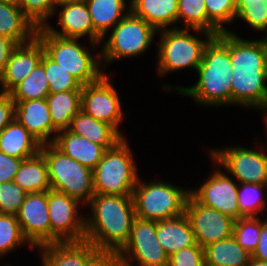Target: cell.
<instances>
[{
	"mask_svg": "<svg viewBox=\"0 0 267 266\" xmlns=\"http://www.w3.org/2000/svg\"><path fill=\"white\" fill-rule=\"evenodd\" d=\"M23 159L10 157L0 151V183L13 182Z\"/></svg>",
	"mask_w": 267,
	"mask_h": 266,
	"instance_id": "obj_42",
	"label": "cell"
},
{
	"mask_svg": "<svg viewBox=\"0 0 267 266\" xmlns=\"http://www.w3.org/2000/svg\"><path fill=\"white\" fill-rule=\"evenodd\" d=\"M44 53L43 45L36 37L28 43L17 45L0 75L2 90L9 93L23 81L41 62Z\"/></svg>",
	"mask_w": 267,
	"mask_h": 266,
	"instance_id": "obj_17",
	"label": "cell"
},
{
	"mask_svg": "<svg viewBox=\"0 0 267 266\" xmlns=\"http://www.w3.org/2000/svg\"><path fill=\"white\" fill-rule=\"evenodd\" d=\"M231 69L227 31H224L213 36L206 44L202 62L197 68V84L188 88L177 86L176 89L205 106L231 104Z\"/></svg>",
	"mask_w": 267,
	"mask_h": 266,
	"instance_id": "obj_3",
	"label": "cell"
},
{
	"mask_svg": "<svg viewBox=\"0 0 267 266\" xmlns=\"http://www.w3.org/2000/svg\"><path fill=\"white\" fill-rule=\"evenodd\" d=\"M67 130L103 146L106 150L113 148L124 138L110 124L99 121L82 110L71 119Z\"/></svg>",
	"mask_w": 267,
	"mask_h": 266,
	"instance_id": "obj_24",
	"label": "cell"
},
{
	"mask_svg": "<svg viewBox=\"0 0 267 266\" xmlns=\"http://www.w3.org/2000/svg\"><path fill=\"white\" fill-rule=\"evenodd\" d=\"M185 215L190 221L196 243L202 248L233 237L235 219L198 203L190 194L186 201Z\"/></svg>",
	"mask_w": 267,
	"mask_h": 266,
	"instance_id": "obj_12",
	"label": "cell"
},
{
	"mask_svg": "<svg viewBox=\"0 0 267 266\" xmlns=\"http://www.w3.org/2000/svg\"><path fill=\"white\" fill-rule=\"evenodd\" d=\"M58 6L63 8L58 15V24L62 27V31L59 32L48 23L44 28L49 33L62 37L81 38L89 35L93 47L98 46V43H94V25L86 2L63 3L56 5Z\"/></svg>",
	"mask_w": 267,
	"mask_h": 266,
	"instance_id": "obj_20",
	"label": "cell"
},
{
	"mask_svg": "<svg viewBox=\"0 0 267 266\" xmlns=\"http://www.w3.org/2000/svg\"><path fill=\"white\" fill-rule=\"evenodd\" d=\"M140 178L132 193L136 217L163 221L185 213L189 191L161 182L142 183Z\"/></svg>",
	"mask_w": 267,
	"mask_h": 266,
	"instance_id": "obj_7",
	"label": "cell"
},
{
	"mask_svg": "<svg viewBox=\"0 0 267 266\" xmlns=\"http://www.w3.org/2000/svg\"><path fill=\"white\" fill-rule=\"evenodd\" d=\"M248 266H267V262L251 258Z\"/></svg>",
	"mask_w": 267,
	"mask_h": 266,
	"instance_id": "obj_47",
	"label": "cell"
},
{
	"mask_svg": "<svg viewBox=\"0 0 267 266\" xmlns=\"http://www.w3.org/2000/svg\"><path fill=\"white\" fill-rule=\"evenodd\" d=\"M13 101L46 99L49 95V82L40 62L36 68L9 93Z\"/></svg>",
	"mask_w": 267,
	"mask_h": 266,
	"instance_id": "obj_31",
	"label": "cell"
},
{
	"mask_svg": "<svg viewBox=\"0 0 267 266\" xmlns=\"http://www.w3.org/2000/svg\"><path fill=\"white\" fill-rule=\"evenodd\" d=\"M252 258L267 262V219L261 220V233L256 250L252 254Z\"/></svg>",
	"mask_w": 267,
	"mask_h": 266,
	"instance_id": "obj_45",
	"label": "cell"
},
{
	"mask_svg": "<svg viewBox=\"0 0 267 266\" xmlns=\"http://www.w3.org/2000/svg\"><path fill=\"white\" fill-rule=\"evenodd\" d=\"M208 15V32L214 36L228 31L222 24L237 17V0H204Z\"/></svg>",
	"mask_w": 267,
	"mask_h": 266,
	"instance_id": "obj_32",
	"label": "cell"
},
{
	"mask_svg": "<svg viewBox=\"0 0 267 266\" xmlns=\"http://www.w3.org/2000/svg\"><path fill=\"white\" fill-rule=\"evenodd\" d=\"M242 147L211 150L212 160L222 165L240 183L267 182V153Z\"/></svg>",
	"mask_w": 267,
	"mask_h": 266,
	"instance_id": "obj_13",
	"label": "cell"
},
{
	"mask_svg": "<svg viewBox=\"0 0 267 266\" xmlns=\"http://www.w3.org/2000/svg\"><path fill=\"white\" fill-rule=\"evenodd\" d=\"M205 266H248L252 255L233 238L204 247Z\"/></svg>",
	"mask_w": 267,
	"mask_h": 266,
	"instance_id": "obj_30",
	"label": "cell"
},
{
	"mask_svg": "<svg viewBox=\"0 0 267 266\" xmlns=\"http://www.w3.org/2000/svg\"><path fill=\"white\" fill-rule=\"evenodd\" d=\"M15 119V102L6 93L0 99V132Z\"/></svg>",
	"mask_w": 267,
	"mask_h": 266,
	"instance_id": "obj_43",
	"label": "cell"
},
{
	"mask_svg": "<svg viewBox=\"0 0 267 266\" xmlns=\"http://www.w3.org/2000/svg\"><path fill=\"white\" fill-rule=\"evenodd\" d=\"M156 31L152 25L129 10V13L114 26L100 56L107 63L114 59L136 57L148 49Z\"/></svg>",
	"mask_w": 267,
	"mask_h": 266,
	"instance_id": "obj_9",
	"label": "cell"
},
{
	"mask_svg": "<svg viewBox=\"0 0 267 266\" xmlns=\"http://www.w3.org/2000/svg\"><path fill=\"white\" fill-rule=\"evenodd\" d=\"M92 176L95 194L132 195L139 177L125 138L105 151Z\"/></svg>",
	"mask_w": 267,
	"mask_h": 266,
	"instance_id": "obj_5",
	"label": "cell"
},
{
	"mask_svg": "<svg viewBox=\"0 0 267 266\" xmlns=\"http://www.w3.org/2000/svg\"><path fill=\"white\" fill-rule=\"evenodd\" d=\"M168 266H205L204 248L195 243L169 256Z\"/></svg>",
	"mask_w": 267,
	"mask_h": 266,
	"instance_id": "obj_41",
	"label": "cell"
},
{
	"mask_svg": "<svg viewBox=\"0 0 267 266\" xmlns=\"http://www.w3.org/2000/svg\"><path fill=\"white\" fill-rule=\"evenodd\" d=\"M36 38L43 45L45 54L82 85L94 83L104 75L99 63L100 59L103 60L100 53L97 56L90 54L87 48L78 43L79 38L56 36L44 27L37 28Z\"/></svg>",
	"mask_w": 267,
	"mask_h": 266,
	"instance_id": "obj_4",
	"label": "cell"
},
{
	"mask_svg": "<svg viewBox=\"0 0 267 266\" xmlns=\"http://www.w3.org/2000/svg\"><path fill=\"white\" fill-rule=\"evenodd\" d=\"M25 241L17 216L0 213V257Z\"/></svg>",
	"mask_w": 267,
	"mask_h": 266,
	"instance_id": "obj_37",
	"label": "cell"
},
{
	"mask_svg": "<svg viewBox=\"0 0 267 266\" xmlns=\"http://www.w3.org/2000/svg\"><path fill=\"white\" fill-rule=\"evenodd\" d=\"M130 4V11L157 31L177 22L178 0H131Z\"/></svg>",
	"mask_w": 267,
	"mask_h": 266,
	"instance_id": "obj_25",
	"label": "cell"
},
{
	"mask_svg": "<svg viewBox=\"0 0 267 266\" xmlns=\"http://www.w3.org/2000/svg\"><path fill=\"white\" fill-rule=\"evenodd\" d=\"M43 266H87L100 252L90 242H56L39 247Z\"/></svg>",
	"mask_w": 267,
	"mask_h": 266,
	"instance_id": "obj_18",
	"label": "cell"
},
{
	"mask_svg": "<svg viewBox=\"0 0 267 266\" xmlns=\"http://www.w3.org/2000/svg\"><path fill=\"white\" fill-rule=\"evenodd\" d=\"M16 216L29 247L50 244L48 191L28 193Z\"/></svg>",
	"mask_w": 267,
	"mask_h": 266,
	"instance_id": "obj_15",
	"label": "cell"
},
{
	"mask_svg": "<svg viewBox=\"0 0 267 266\" xmlns=\"http://www.w3.org/2000/svg\"><path fill=\"white\" fill-rule=\"evenodd\" d=\"M49 82V93L82 90V84L68 71L51 60L45 53L41 59Z\"/></svg>",
	"mask_w": 267,
	"mask_h": 266,
	"instance_id": "obj_34",
	"label": "cell"
},
{
	"mask_svg": "<svg viewBox=\"0 0 267 266\" xmlns=\"http://www.w3.org/2000/svg\"><path fill=\"white\" fill-rule=\"evenodd\" d=\"M84 1L85 0H55L56 5L63 4V3L84 2Z\"/></svg>",
	"mask_w": 267,
	"mask_h": 266,
	"instance_id": "obj_48",
	"label": "cell"
},
{
	"mask_svg": "<svg viewBox=\"0 0 267 266\" xmlns=\"http://www.w3.org/2000/svg\"><path fill=\"white\" fill-rule=\"evenodd\" d=\"M237 17L267 33V0H237Z\"/></svg>",
	"mask_w": 267,
	"mask_h": 266,
	"instance_id": "obj_38",
	"label": "cell"
},
{
	"mask_svg": "<svg viewBox=\"0 0 267 266\" xmlns=\"http://www.w3.org/2000/svg\"><path fill=\"white\" fill-rule=\"evenodd\" d=\"M27 193L14 182L0 183V213L17 214Z\"/></svg>",
	"mask_w": 267,
	"mask_h": 266,
	"instance_id": "obj_40",
	"label": "cell"
},
{
	"mask_svg": "<svg viewBox=\"0 0 267 266\" xmlns=\"http://www.w3.org/2000/svg\"><path fill=\"white\" fill-rule=\"evenodd\" d=\"M159 42V74L164 75L186 67L197 68L202 62L204 48L214 35H206V40L188 33V28L162 29ZM203 40V41H202Z\"/></svg>",
	"mask_w": 267,
	"mask_h": 266,
	"instance_id": "obj_8",
	"label": "cell"
},
{
	"mask_svg": "<svg viewBox=\"0 0 267 266\" xmlns=\"http://www.w3.org/2000/svg\"><path fill=\"white\" fill-rule=\"evenodd\" d=\"M232 66L231 103L267 107V37L248 41L227 31Z\"/></svg>",
	"mask_w": 267,
	"mask_h": 266,
	"instance_id": "obj_1",
	"label": "cell"
},
{
	"mask_svg": "<svg viewBox=\"0 0 267 266\" xmlns=\"http://www.w3.org/2000/svg\"><path fill=\"white\" fill-rule=\"evenodd\" d=\"M117 254L122 266H132L133 260L138 266H168L169 262V255L156 236V221L138 217L133 222L128 242Z\"/></svg>",
	"mask_w": 267,
	"mask_h": 266,
	"instance_id": "obj_10",
	"label": "cell"
},
{
	"mask_svg": "<svg viewBox=\"0 0 267 266\" xmlns=\"http://www.w3.org/2000/svg\"><path fill=\"white\" fill-rule=\"evenodd\" d=\"M37 28L18 5L0 2V35L22 45L36 37Z\"/></svg>",
	"mask_w": 267,
	"mask_h": 266,
	"instance_id": "obj_26",
	"label": "cell"
},
{
	"mask_svg": "<svg viewBox=\"0 0 267 266\" xmlns=\"http://www.w3.org/2000/svg\"><path fill=\"white\" fill-rule=\"evenodd\" d=\"M213 173L199 189L190 190L189 194L198 203L239 219L238 186L220 170Z\"/></svg>",
	"mask_w": 267,
	"mask_h": 266,
	"instance_id": "obj_16",
	"label": "cell"
},
{
	"mask_svg": "<svg viewBox=\"0 0 267 266\" xmlns=\"http://www.w3.org/2000/svg\"><path fill=\"white\" fill-rule=\"evenodd\" d=\"M18 6L36 28L44 27L58 9L55 0H19Z\"/></svg>",
	"mask_w": 267,
	"mask_h": 266,
	"instance_id": "obj_39",
	"label": "cell"
},
{
	"mask_svg": "<svg viewBox=\"0 0 267 266\" xmlns=\"http://www.w3.org/2000/svg\"><path fill=\"white\" fill-rule=\"evenodd\" d=\"M0 92H1L0 93V99H1L6 93L3 90L2 91L0 90Z\"/></svg>",
	"mask_w": 267,
	"mask_h": 266,
	"instance_id": "obj_51",
	"label": "cell"
},
{
	"mask_svg": "<svg viewBox=\"0 0 267 266\" xmlns=\"http://www.w3.org/2000/svg\"><path fill=\"white\" fill-rule=\"evenodd\" d=\"M81 110L95 119L110 124L119 132L123 112L117 91L104 74L98 81L82 85Z\"/></svg>",
	"mask_w": 267,
	"mask_h": 266,
	"instance_id": "obj_14",
	"label": "cell"
},
{
	"mask_svg": "<svg viewBox=\"0 0 267 266\" xmlns=\"http://www.w3.org/2000/svg\"><path fill=\"white\" fill-rule=\"evenodd\" d=\"M94 25V43L100 44L108 29L113 28L129 12L125 0H85ZM124 13V14H123Z\"/></svg>",
	"mask_w": 267,
	"mask_h": 266,
	"instance_id": "obj_27",
	"label": "cell"
},
{
	"mask_svg": "<svg viewBox=\"0 0 267 266\" xmlns=\"http://www.w3.org/2000/svg\"><path fill=\"white\" fill-rule=\"evenodd\" d=\"M51 140L65 155L92 170L97 166L106 151L103 146L68 130L57 132V135Z\"/></svg>",
	"mask_w": 267,
	"mask_h": 266,
	"instance_id": "obj_21",
	"label": "cell"
},
{
	"mask_svg": "<svg viewBox=\"0 0 267 266\" xmlns=\"http://www.w3.org/2000/svg\"><path fill=\"white\" fill-rule=\"evenodd\" d=\"M156 236L169 256L196 243L190 221L185 213L156 222Z\"/></svg>",
	"mask_w": 267,
	"mask_h": 266,
	"instance_id": "obj_22",
	"label": "cell"
},
{
	"mask_svg": "<svg viewBox=\"0 0 267 266\" xmlns=\"http://www.w3.org/2000/svg\"><path fill=\"white\" fill-rule=\"evenodd\" d=\"M184 20L187 28L203 35H213L208 32V15L204 0H178L177 21Z\"/></svg>",
	"mask_w": 267,
	"mask_h": 266,
	"instance_id": "obj_33",
	"label": "cell"
},
{
	"mask_svg": "<svg viewBox=\"0 0 267 266\" xmlns=\"http://www.w3.org/2000/svg\"><path fill=\"white\" fill-rule=\"evenodd\" d=\"M87 205L85 240L99 252L118 253L128 242L136 218L132 195L95 194Z\"/></svg>",
	"mask_w": 267,
	"mask_h": 266,
	"instance_id": "obj_2",
	"label": "cell"
},
{
	"mask_svg": "<svg viewBox=\"0 0 267 266\" xmlns=\"http://www.w3.org/2000/svg\"><path fill=\"white\" fill-rule=\"evenodd\" d=\"M15 102V119L23 125L41 144L52 143L50 135H57L52 126L46 99Z\"/></svg>",
	"mask_w": 267,
	"mask_h": 266,
	"instance_id": "obj_19",
	"label": "cell"
},
{
	"mask_svg": "<svg viewBox=\"0 0 267 266\" xmlns=\"http://www.w3.org/2000/svg\"><path fill=\"white\" fill-rule=\"evenodd\" d=\"M264 187H265V190H267V182L264 184ZM265 192H267V191H265Z\"/></svg>",
	"mask_w": 267,
	"mask_h": 266,
	"instance_id": "obj_52",
	"label": "cell"
},
{
	"mask_svg": "<svg viewBox=\"0 0 267 266\" xmlns=\"http://www.w3.org/2000/svg\"><path fill=\"white\" fill-rule=\"evenodd\" d=\"M13 182L23 188L27 194L50 190L51 184L44 156L39 152L33 157L24 159Z\"/></svg>",
	"mask_w": 267,
	"mask_h": 266,
	"instance_id": "obj_28",
	"label": "cell"
},
{
	"mask_svg": "<svg viewBox=\"0 0 267 266\" xmlns=\"http://www.w3.org/2000/svg\"><path fill=\"white\" fill-rule=\"evenodd\" d=\"M242 188L238 187V206L239 218L257 217L258 212H263L265 201L261 198V192L265 189L262 184L241 183Z\"/></svg>",
	"mask_w": 267,
	"mask_h": 266,
	"instance_id": "obj_35",
	"label": "cell"
},
{
	"mask_svg": "<svg viewBox=\"0 0 267 266\" xmlns=\"http://www.w3.org/2000/svg\"><path fill=\"white\" fill-rule=\"evenodd\" d=\"M78 203L65 193L48 190L50 244L85 240V218L78 214Z\"/></svg>",
	"mask_w": 267,
	"mask_h": 266,
	"instance_id": "obj_11",
	"label": "cell"
},
{
	"mask_svg": "<svg viewBox=\"0 0 267 266\" xmlns=\"http://www.w3.org/2000/svg\"><path fill=\"white\" fill-rule=\"evenodd\" d=\"M40 153L47 164L51 189L88 204L95 195L92 169L65 155L53 143L42 144Z\"/></svg>",
	"mask_w": 267,
	"mask_h": 266,
	"instance_id": "obj_6",
	"label": "cell"
},
{
	"mask_svg": "<svg viewBox=\"0 0 267 266\" xmlns=\"http://www.w3.org/2000/svg\"><path fill=\"white\" fill-rule=\"evenodd\" d=\"M264 112H265V123H266V128H267V107L266 108H264V109H262Z\"/></svg>",
	"mask_w": 267,
	"mask_h": 266,
	"instance_id": "obj_50",
	"label": "cell"
},
{
	"mask_svg": "<svg viewBox=\"0 0 267 266\" xmlns=\"http://www.w3.org/2000/svg\"><path fill=\"white\" fill-rule=\"evenodd\" d=\"M0 2L10 3L14 5H18L19 0H0Z\"/></svg>",
	"mask_w": 267,
	"mask_h": 266,
	"instance_id": "obj_49",
	"label": "cell"
},
{
	"mask_svg": "<svg viewBox=\"0 0 267 266\" xmlns=\"http://www.w3.org/2000/svg\"><path fill=\"white\" fill-rule=\"evenodd\" d=\"M41 143L16 119L0 132V151L20 159H27L40 152Z\"/></svg>",
	"mask_w": 267,
	"mask_h": 266,
	"instance_id": "obj_23",
	"label": "cell"
},
{
	"mask_svg": "<svg viewBox=\"0 0 267 266\" xmlns=\"http://www.w3.org/2000/svg\"><path fill=\"white\" fill-rule=\"evenodd\" d=\"M82 90L49 93L46 101L49 107L52 126L59 132L67 130L71 119L81 110Z\"/></svg>",
	"mask_w": 267,
	"mask_h": 266,
	"instance_id": "obj_29",
	"label": "cell"
},
{
	"mask_svg": "<svg viewBox=\"0 0 267 266\" xmlns=\"http://www.w3.org/2000/svg\"><path fill=\"white\" fill-rule=\"evenodd\" d=\"M17 45L18 44L10 38L0 35V75L3 73L10 55Z\"/></svg>",
	"mask_w": 267,
	"mask_h": 266,
	"instance_id": "obj_44",
	"label": "cell"
},
{
	"mask_svg": "<svg viewBox=\"0 0 267 266\" xmlns=\"http://www.w3.org/2000/svg\"><path fill=\"white\" fill-rule=\"evenodd\" d=\"M87 266H122L117 253L100 252Z\"/></svg>",
	"mask_w": 267,
	"mask_h": 266,
	"instance_id": "obj_46",
	"label": "cell"
},
{
	"mask_svg": "<svg viewBox=\"0 0 267 266\" xmlns=\"http://www.w3.org/2000/svg\"><path fill=\"white\" fill-rule=\"evenodd\" d=\"M260 217H241L235 220L233 238L251 255L256 250L261 233Z\"/></svg>",
	"mask_w": 267,
	"mask_h": 266,
	"instance_id": "obj_36",
	"label": "cell"
}]
</instances>
